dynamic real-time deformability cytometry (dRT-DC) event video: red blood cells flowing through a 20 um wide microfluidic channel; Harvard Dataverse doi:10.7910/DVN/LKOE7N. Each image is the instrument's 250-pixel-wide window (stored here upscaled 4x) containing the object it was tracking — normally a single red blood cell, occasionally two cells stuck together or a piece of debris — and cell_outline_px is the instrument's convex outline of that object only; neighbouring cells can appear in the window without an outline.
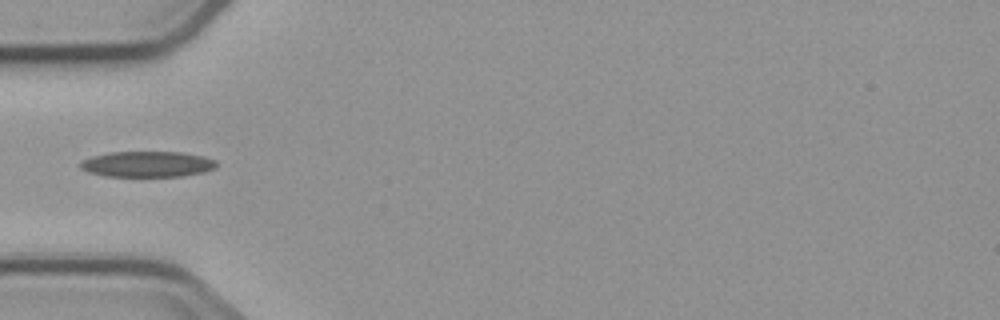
{"species": "common noctule bat (a hibernating species)", "species_latin": "Nyctalus noctula", "temperature_condition": "cold", "stored_images_in_passage": 6, "camera_frame_rate_fps": 3000, "um_per_image_px": 0.085, "animal": {"sex": "male", "body_mass_g": 23.1, "forearm_length_mm": 52.7}, "frame": {"image": 1, "passage_image": 5, "time_ms": 4.667, "image_size_px": [1000, 320], "cell_outline_px": [[216, 168], [200, 172], [180, 176], [104, 176], [88, 172], [80, 168], [80, 164], [84, 160], [92, 156], [112, 152], [184, 152], [204, 156], [216, 160]], "centroid_in_image_um": [12.53, 13.94], "position_along_channel_um": 72.5, "area_um2": 20.29}}
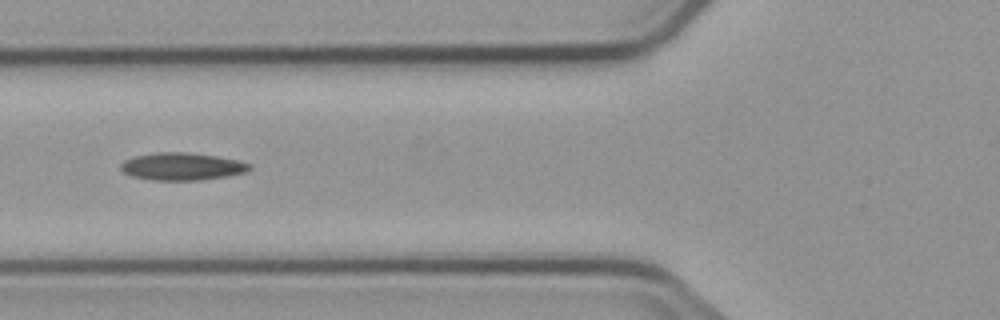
{"frame": {"image": 2, "passage_image": 6, "time_ms": 5.667, "image_size_px": [1000, 320], "cell_outline_px": [[252, 168], [248, 172], [228, 176], [200, 180], [152, 180], [132, 176], [124, 172], [120, 168], [120, 164], [124, 160], [136, 156], [156, 152], [184, 152], [216, 156], [236, 160], [252, 164]], "centroid_in_image_um": [15.49, 14.15], "position_along_channel_um": 110.3, "area_um2": 20.63}}